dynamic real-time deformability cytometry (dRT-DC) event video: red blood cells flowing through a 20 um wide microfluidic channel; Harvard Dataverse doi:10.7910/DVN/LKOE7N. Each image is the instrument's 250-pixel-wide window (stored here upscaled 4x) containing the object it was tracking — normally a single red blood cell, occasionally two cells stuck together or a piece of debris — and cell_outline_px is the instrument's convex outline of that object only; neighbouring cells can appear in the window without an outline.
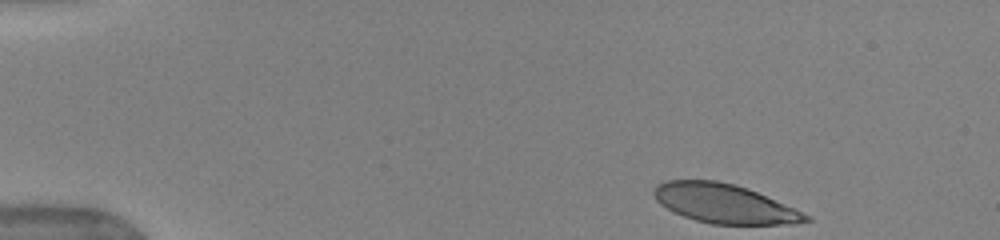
{"species": "human", "species_latin": "Homo sapiens", "temperature_condition": "warm", "stored_images_in_passage": 39, "camera_frame_rate_fps": 3000, "um_per_image_px": 0.085, "donor": {"sex": "female"}, "frame": {"image": 1, "passage_image": 1, "time_ms": 0.0, "image_size_px": [1000, 240], "cell_outline_px": [[812, 220], [792, 224], [712, 224], [696, 220], [684, 216], [660, 204], [656, 200], [652, 192], [652, 188], [656, 184], [668, 180], [716, 180], [748, 188], [812, 216]], "centroid_in_image_um": [61.56, 17.3], "position_along_channel_um": 23.4, "area_um2": 34.51}}
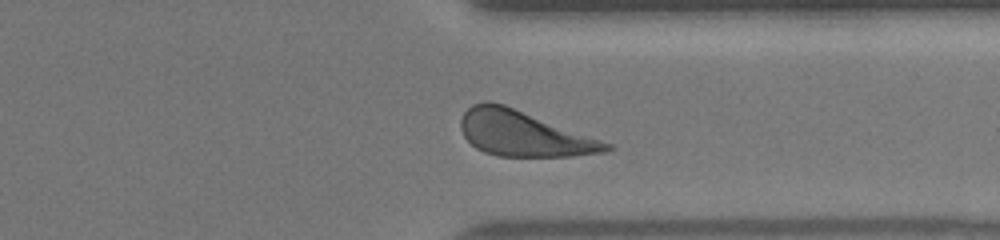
{"frame": {"image": 2, "passage_image": 35, "time_ms": 11.333, "image_size_px": [1000, 240], "cell_outline_px": [[612, 148], [608, 152], [572, 156], [496, 156], [484, 152], [476, 148], [464, 136], [460, 128], [460, 120], [464, 112], [472, 104], [484, 100], [488, 100], [504, 104], [612, 144]], "centroid_in_image_um": [44.47, 11.35], "position_along_channel_um": 366.9, "area_um2": 38.32}}
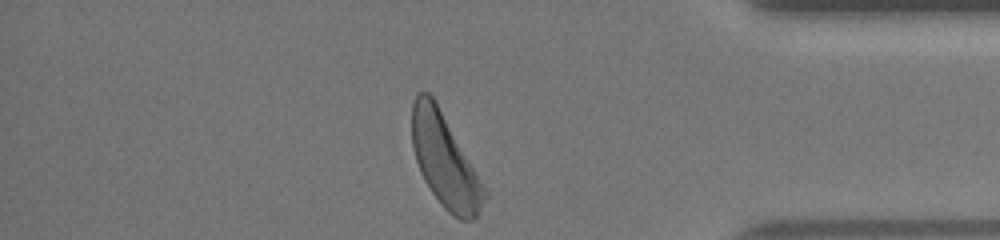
{"frame": {"image": 3, "passage_image": 39, "time_ms": 12.667, "image_size_px": [1000, 240], "cell_outline_px": [[488, 196], [476, 216], [472, 220], [460, 220], [448, 212], [444, 208], [432, 192], [424, 180], [420, 172], [412, 148], [412, 104], [416, 92], [428, 92], [432, 96], [488, 192]], "centroid_in_image_um": [37.8, 13.69], "position_along_channel_um": 397.4, "area_um2": 38.67}, "authors_computed_cell_mechanics": {"area_um2": 38.3214, "velocity_mm_per_s": 3.9129, "shape_relaxation_time_tau1_ms": 2.3707, "shape_relaxation_time_tau2_ms": 0.9922, "deformation_change_tau1": 0.1417, "deformation_change_tau2": 0.0929}}